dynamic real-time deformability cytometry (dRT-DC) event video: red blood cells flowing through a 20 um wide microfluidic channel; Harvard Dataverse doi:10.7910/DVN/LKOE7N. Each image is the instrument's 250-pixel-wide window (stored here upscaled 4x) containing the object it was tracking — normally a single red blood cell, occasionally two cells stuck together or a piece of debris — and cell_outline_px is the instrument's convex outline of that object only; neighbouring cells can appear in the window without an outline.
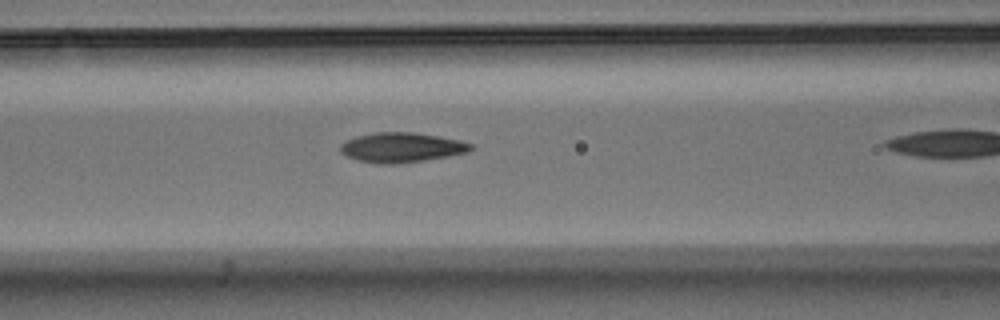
{"species": "Egyptian fruit bat (a non-hibernating species)", "species_latin": "Rousettus aegyptiacus", "temperature_condition": "warm", "stored_images_in_passage": 10, "camera_frame_rate_fps": 3000, "um_per_image_px": 0.085, "animal": {"sex": "male"}, "frame": {"image": 1, "passage_image": 9, "time_ms": 2.667, "image_size_px": [1000, 320], "cell_outline_px": [[476, 148], [468, 152], [448, 156], [424, 160], [396, 164], [380, 164], [356, 160], [340, 152], [340, 144], [356, 136], [376, 132], [412, 132], [460, 140], [472, 144]], "centroid_in_image_um": [34.14, 12.54], "position_along_channel_um": 132.5, "area_um2": 22.6}}